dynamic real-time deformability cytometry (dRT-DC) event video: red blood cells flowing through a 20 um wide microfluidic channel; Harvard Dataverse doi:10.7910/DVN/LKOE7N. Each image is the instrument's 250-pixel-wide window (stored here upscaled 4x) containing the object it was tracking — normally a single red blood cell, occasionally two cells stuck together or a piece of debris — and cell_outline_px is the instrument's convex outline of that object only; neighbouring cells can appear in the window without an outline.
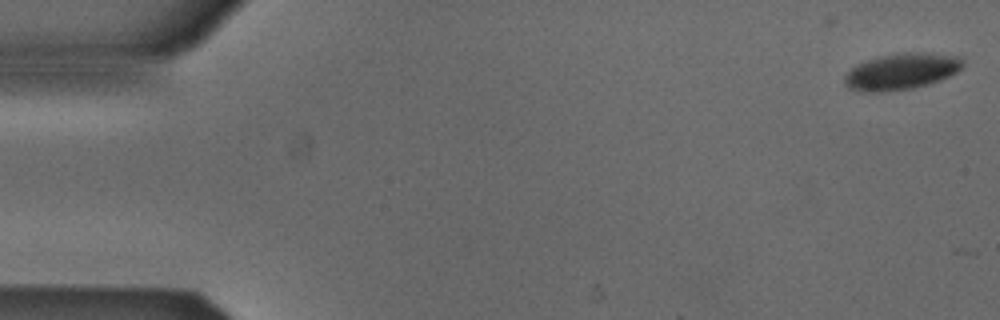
{"species": "Egyptian fruit bat (a non-hibernating species)", "species_latin": "Rousettus aegyptiacus", "temperature_condition": "cold", "stored_images_in_passage": 5, "camera_frame_rate_fps": 3000, "um_per_image_px": 0.085, "animal": {"sex": "male"}, "frame": {"image": 1, "passage_image": 1, "time_ms": 0.0, "image_size_px": [1000, 320], "cell_outline_px": [[964, 64], [956, 72], [940, 80], [928, 84], [912, 88], [880, 92], [864, 92], [848, 88], [844, 84], [844, 76], [856, 64], [892, 52], [928, 52], [964, 56]], "centroid_in_image_um": [76.64, 6.05], "position_along_channel_um": 8.4, "area_um2": 25.37}}
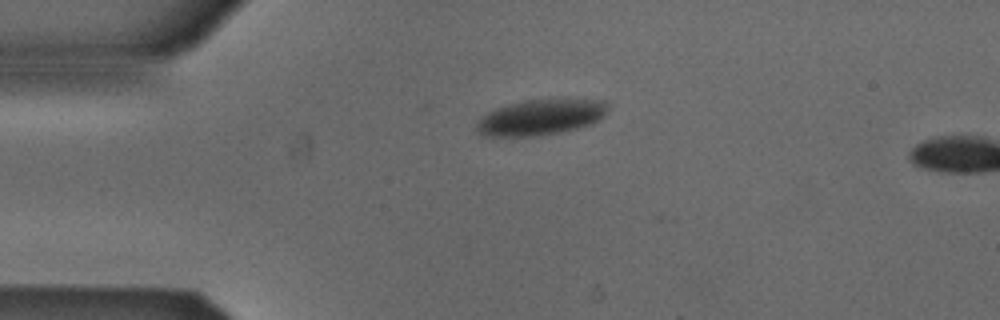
{"frame": {"image": 2, "passage_image": 4, "time_ms": 1.0, "image_size_px": [1000, 320], "cell_outline_px": [[608, 108], [592, 124], [560, 132], [540, 136], [484, 136], [476, 128], [476, 124], [488, 112], [496, 108], [508, 104], [524, 100], [604, 100], [608, 104]], "centroid_in_image_um": [45.93, 9.97], "position_along_channel_um": 39.1, "area_um2": 26.7}}